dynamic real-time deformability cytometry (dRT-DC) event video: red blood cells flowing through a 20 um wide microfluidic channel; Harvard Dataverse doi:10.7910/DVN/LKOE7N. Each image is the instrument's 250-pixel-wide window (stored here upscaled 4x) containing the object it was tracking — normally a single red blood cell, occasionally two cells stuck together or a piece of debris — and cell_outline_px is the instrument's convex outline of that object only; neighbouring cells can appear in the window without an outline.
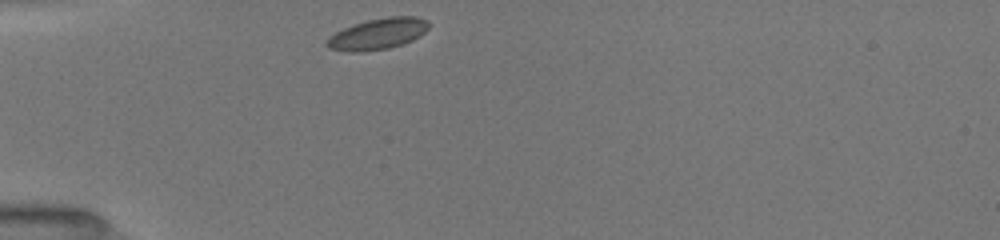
{"species": "common noctule bat (a hibernating species)", "species_latin": "Nyctalus noctula", "temperature_condition": "room temperature", "stored_images_in_passage": 37, "camera_frame_rate_fps": 3000, "um_per_image_px": 0.085, "animal": {"sex": "female", "body_mass_g": 19.5, "forearm_length_mm": 54.1}, "frame": {"image": 1, "passage_image": 1, "time_ms": 0.0, "image_size_px": [1000, 240], "cell_outline_px": [[428, 28], [420, 36], [412, 40], [388, 48], [360, 52], [352, 52], [328, 48], [324, 44], [324, 40], [328, 36], [344, 28], [368, 20], [388, 16], [416, 16], [428, 20]], "centroid_in_image_um": [32.08, 2.88], "position_along_channel_um": 52.9, "area_um2": 18.44}}
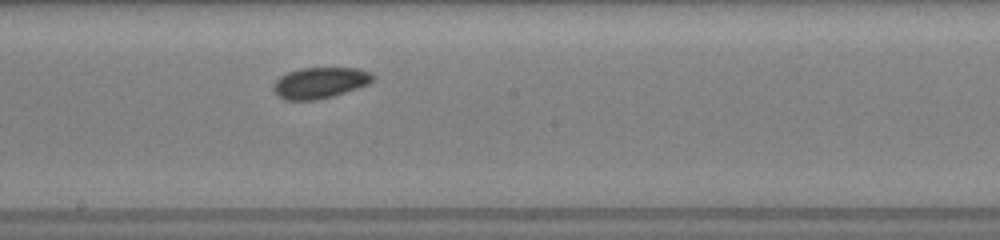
{"frame": {"image": 2, "passage_image": 15, "time_ms": 4.667, "image_size_px": [1000, 240], "cell_outline_px": [[372, 80], [368, 84], [332, 96], [316, 100], [284, 100], [276, 96], [272, 88], [272, 84], [280, 76], [288, 72], [300, 68], [356, 68], [372, 72]], "centroid_in_image_um": [27.13, 7.04], "position_along_channel_um": 221.1, "area_um2": 17.98}}
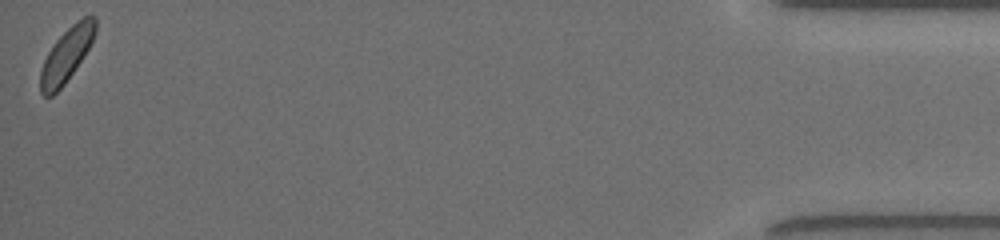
{"frame": {"image": 3, "passage_image": 37, "time_ms": 12.0, "image_size_px": [1000, 240], "cell_outline_px": [[96, 32], [84, 56], [64, 84], [52, 96], [44, 96], [40, 92], [40, 72], [44, 60], [48, 52], [56, 40], [72, 24], [84, 16], [96, 16]], "centroid_in_image_um": [5.65, 4.66], "position_along_channel_um": 429.6, "area_um2": 16.99}}